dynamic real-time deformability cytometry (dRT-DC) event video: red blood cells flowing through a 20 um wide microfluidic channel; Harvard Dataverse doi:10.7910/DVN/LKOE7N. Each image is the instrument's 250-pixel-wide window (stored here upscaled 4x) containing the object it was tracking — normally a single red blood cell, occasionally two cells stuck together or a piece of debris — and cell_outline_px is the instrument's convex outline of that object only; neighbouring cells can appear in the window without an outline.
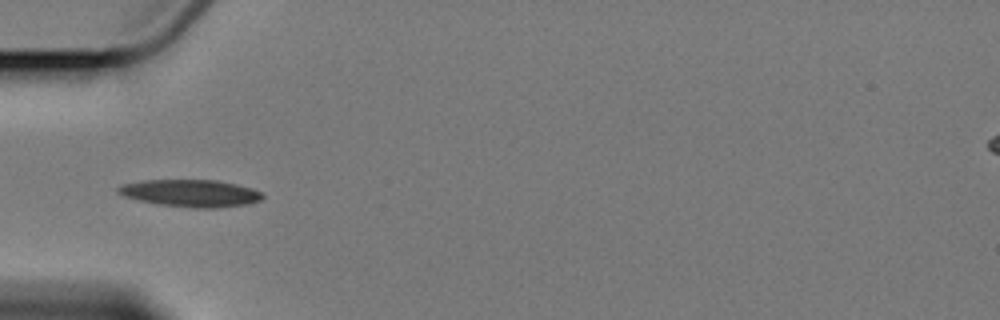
{"species": "Egyptian fruit bat (a non-hibernating species)", "species_latin": "Rousettus aegyptiacus", "temperature_condition": "cold", "stored_images_in_passage": 5, "camera_frame_rate_fps": 3000, "um_per_image_px": 0.085, "animal": {"sex": "female"}, "frame": {"image": 1, "passage_image": 2, "time_ms": 1.333, "image_size_px": [1000, 320], "cell_outline_px": [[264, 196], [260, 200], [248, 204], [216, 208], [196, 208], [160, 204], [140, 200], [124, 196], [116, 192], [116, 188], [124, 184], [144, 180], [216, 180], [236, 184], [252, 188], [260, 192]], "centroid_in_image_um": [16.22, 16.42], "position_along_channel_um": 68.8, "area_um2": 22.72}}
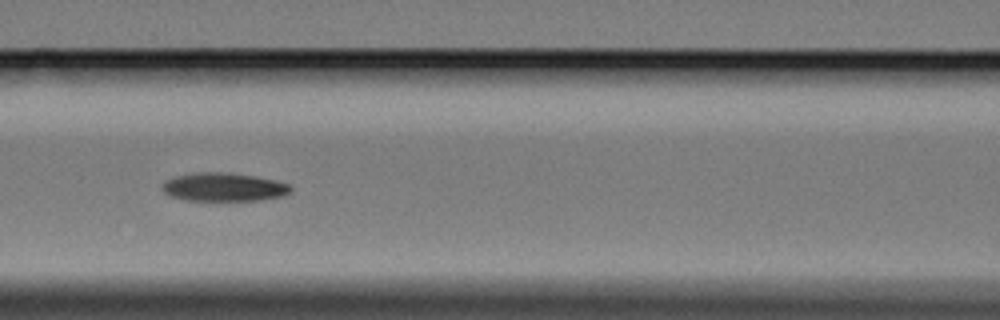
{"frame": {"image": 2, "passage_image": 4, "time_ms": 3.667, "image_size_px": [1000, 320], "cell_outline_px": [[292, 192], [284, 196], [260, 200], [184, 200], [172, 196], [164, 192], [160, 188], [160, 184], [164, 180], [176, 176], [196, 172], [228, 172], [256, 176], [288, 184], [292, 188]], "centroid_in_image_um": [18.99, 15.89], "position_along_channel_um": 147.6, "area_um2": 21.44}}
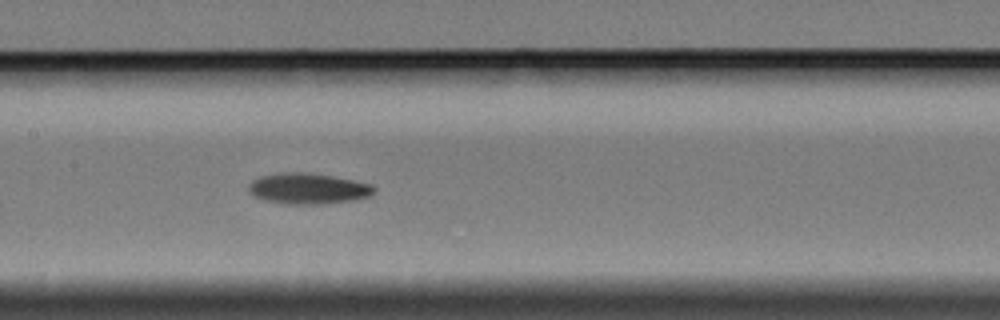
{"frame": {"image": 3, "passage_image": 5, "time_ms": 4.667, "image_size_px": [1000, 320], "cell_outline_px": [[376, 188], [372, 196], [356, 200], [320, 204], [284, 204], [264, 200], [252, 196], [248, 192], [248, 184], [252, 180], [260, 176], [284, 172], [300, 172], [332, 176], [372, 184]], "centroid_in_image_um": [26.17, 16.04], "position_along_channel_um": 181.2, "area_um2": 22.77}}